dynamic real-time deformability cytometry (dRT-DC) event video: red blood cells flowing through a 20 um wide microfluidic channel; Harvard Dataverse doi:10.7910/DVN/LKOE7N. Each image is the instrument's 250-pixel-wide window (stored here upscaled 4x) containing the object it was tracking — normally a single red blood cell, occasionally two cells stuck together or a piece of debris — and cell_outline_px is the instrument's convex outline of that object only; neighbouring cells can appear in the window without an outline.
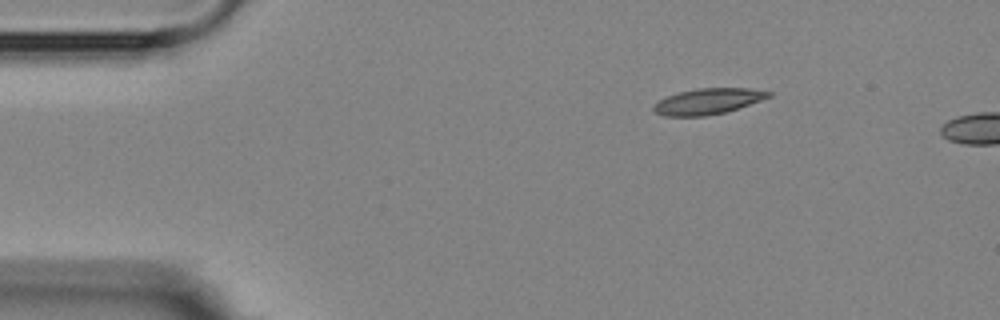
{"species": "Egyptian fruit bat (a non-hibernating species)", "species_latin": "Rousettus aegyptiacus", "temperature_condition": "room temperature", "stored_images_in_passage": 2, "camera_frame_rate_fps": 3000, "um_per_image_px": 0.085, "animal": {"sex": "female"}, "frame": {"image": 1, "passage_image": 1, "time_ms": 0.0, "image_size_px": [1000, 320], "cell_outline_px": [[772, 96], [724, 112], [704, 116], [664, 116], [656, 112], [652, 108], [652, 104], [668, 96], [680, 92], [696, 88], [752, 88], [772, 92]], "centroid_in_image_um": [60.16, 8.6], "position_along_channel_um": 24.8, "area_um2": 17.11}}